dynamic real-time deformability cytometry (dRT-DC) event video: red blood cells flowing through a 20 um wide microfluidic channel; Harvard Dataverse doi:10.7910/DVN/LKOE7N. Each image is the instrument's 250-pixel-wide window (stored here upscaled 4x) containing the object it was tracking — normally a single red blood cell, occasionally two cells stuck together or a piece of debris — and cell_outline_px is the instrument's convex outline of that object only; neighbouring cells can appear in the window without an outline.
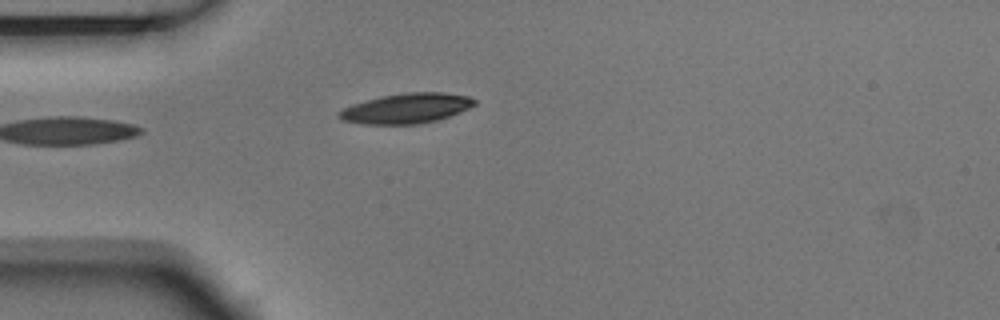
{"species": "Egyptian fruit bat (a non-hibernating species)", "species_latin": "Rousettus aegyptiacus", "temperature_condition": "room temperature", "stored_images_in_passage": 5, "camera_frame_rate_fps": 3000, "um_per_image_px": 0.085, "animal": {"sex": "male"}, "frame": {"image": 1, "passage_image": 5, "time_ms": 1.333, "image_size_px": [1000, 320], "cell_outline_px": [[476, 104], [460, 112], [436, 120], [416, 124], [364, 124], [340, 120], [336, 116], [344, 108], [352, 104], [380, 96], [408, 92], [444, 92], [468, 96], [476, 100]], "centroid_in_image_um": [34.53, 9.2], "position_along_channel_um": 50.5, "area_um2": 23.64}}